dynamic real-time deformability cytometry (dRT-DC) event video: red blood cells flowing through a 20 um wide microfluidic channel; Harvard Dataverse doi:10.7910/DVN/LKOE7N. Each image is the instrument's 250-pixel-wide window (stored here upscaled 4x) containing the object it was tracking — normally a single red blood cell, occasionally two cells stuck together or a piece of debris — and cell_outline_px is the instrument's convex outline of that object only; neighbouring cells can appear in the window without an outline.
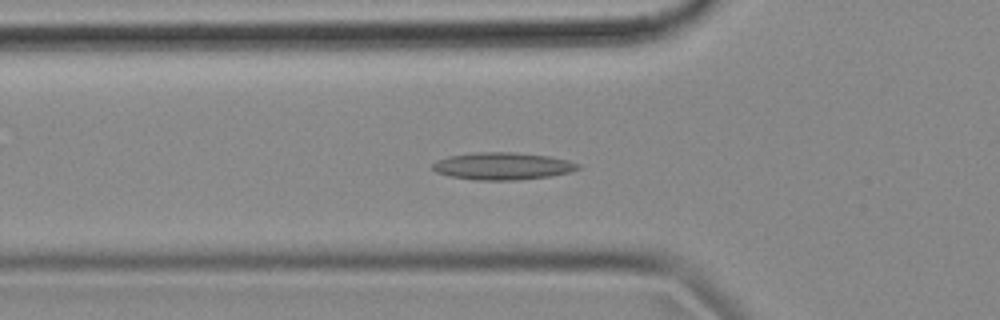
{"species": "common noctule bat (a hibernating species)", "species_latin": "Nyctalus noctula", "temperature_condition": "cold", "stored_images_in_passage": 55, "camera_frame_rate_fps": 3000, "um_per_image_px": 0.085, "animal": {"sex": "female", "body_mass_g": 18.4}, "frame": {"image": 1, "passage_image": 18, "time_ms": 5.667, "image_size_px": [1000, 320], "cell_outline_px": [[580, 168], [572, 172], [548, 176], [516, 180], [476, 180], [448, 176], [436, 172], [432, 168], [432, 164], [436, 160], [448, 156], [476, 152], [512, 152], [548, 156], [568, 160], [580, 164]], "centroid_in_image_um": [42.7, 14.12], "position_along_channel_um": 83.1, "area_um2": 23.18}}
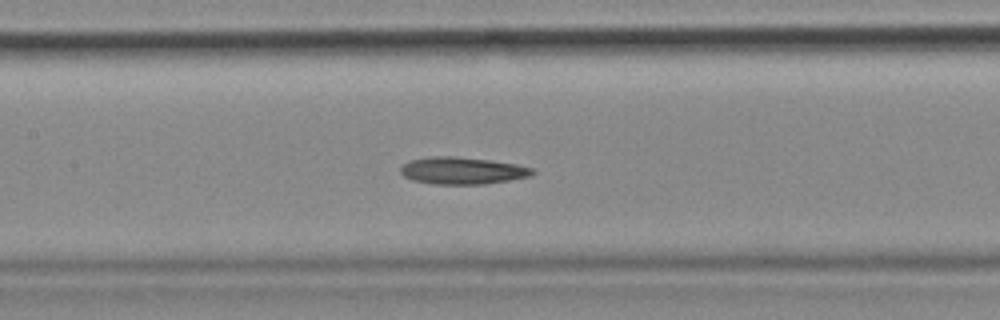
{"frame": {"image": 2, "passage_image": 25, "time_ms": 8.0, "image_size_px": [1000, 320], "cell_outline_px": [[536, 172], [532, 176], [484, 184], [432, 184], [412, 180], [404, 176], [400, 172], [400, 164], [408, 160], [432, 156], [456, 156], [488, 160], [516, 164], [532, 168]], "centroid_in_image_um": [39.25, 14.5], "position_along_channel_um": 168.1, "area_um2": 20.98}}
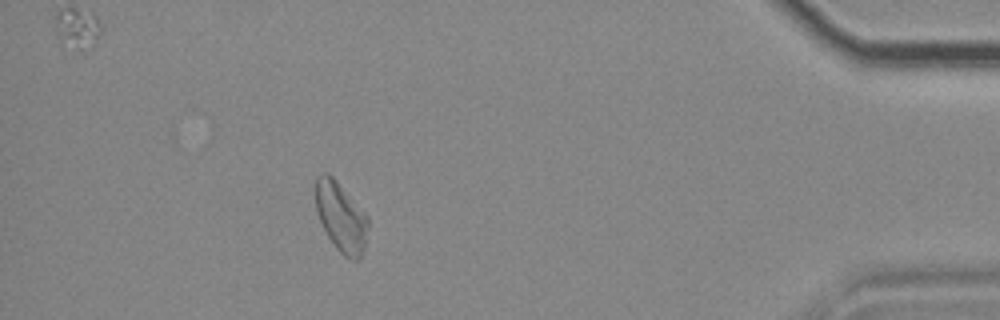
{"frame": {"image": 3, "passage_image": 49, "time_ms": 16.0, "image_size_px": [1000, 320], "cell_outline_px": [[368, 224], [364, 252], [356, 260], [352, 260], [344, 256], [336, 248], [328, 236], [316, 212], [316, 176], [320, 172], [328, 172], [336, 180], [368, 216]], "centroid_in_image_um": [28.98, 18.43], "position_along_channel_um": 406.2, "area_um2": 21.15}}